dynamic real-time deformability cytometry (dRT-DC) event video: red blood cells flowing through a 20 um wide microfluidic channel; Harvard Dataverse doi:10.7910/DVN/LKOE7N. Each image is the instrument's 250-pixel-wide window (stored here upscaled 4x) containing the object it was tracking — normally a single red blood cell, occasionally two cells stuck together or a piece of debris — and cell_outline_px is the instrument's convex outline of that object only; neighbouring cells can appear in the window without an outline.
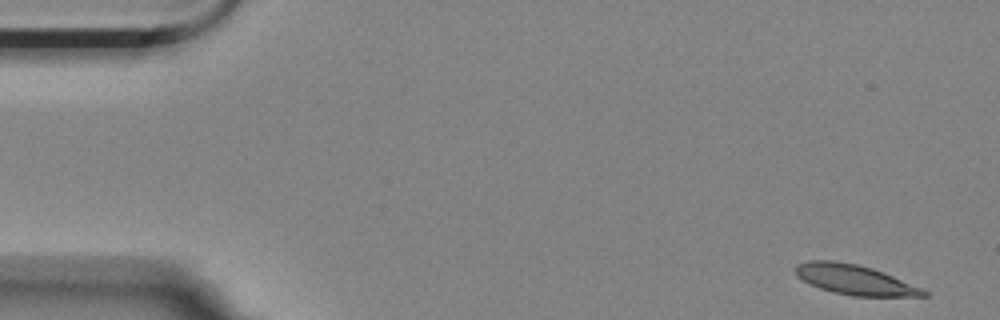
{"species": "Egyptian fruit bat (a non-hibernating species)", "species_latin": "Rousettus aegyptiacus", "temperature_condition": "room temperature", "stored_images_in_passage": 7, "camera_frame_rate_fps": 3000, "um_per_image_px": 0.085, "animal": {"sex": "female"}, "frame": {"image": 1, "passage_image": 1, "time_ms": 0.0, "image_size_px": [1000, 320], "cell_outline_px": [[928, 296], [852, 296], [832, 292], [808, 284], [796, 276], [796, 264], [808, 260], [832, 260], [856, 264], [872, 268], [884, 272], [920, 288], [928, 292]], "centroid_in_image_um": [72.59, 23.77], "position_along_channel_um": 12.4, "area_um2": 22.25}}
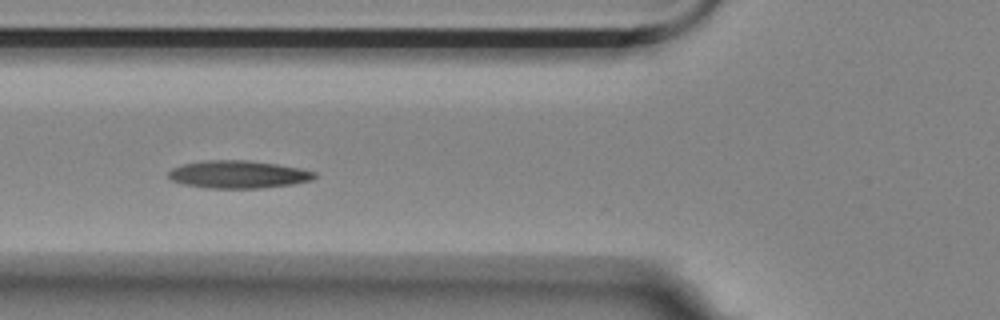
{"frame": {"image": 2, "passage_image": 6, "time_ms": 1.667, "image_size_px": [1000, 320], "cell_outline_px": [[316, 176], [312, 180], [292, 184], [260, 188], [204, 188], [184, 184], [172, 180], [168, 176], [168, 172], [172, 168], [184, 164], [208, 160], [248, 160], [276, 164], [300, 168], [316, 172]], "centroid_in_image_um": [20.25, 14.82], "position_along_channel_um": 105.5, "area_um2": 23.47}}
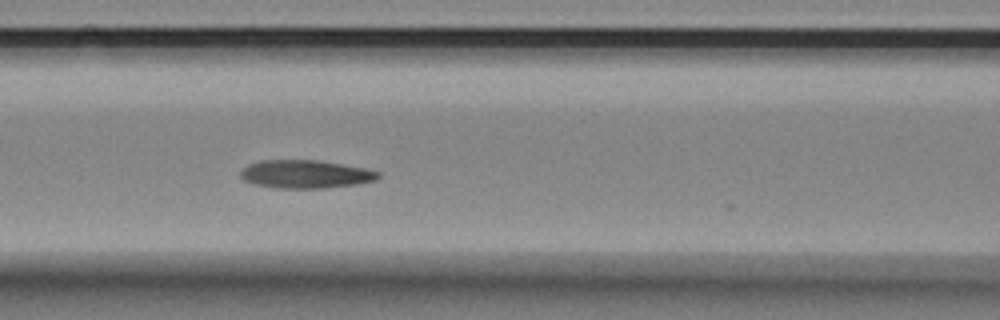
{"frame": {"image": 3, "passage_image": 7, "time_ms": 2.0, "image_size_px": [1000, 320], "cell_outline_px": [[380, 176], [376, 180], [356, 184], [324, 188], [276, 188], [256, 184], [244, 180], [240, 176], [240, 172], [248, 164], [260, 160], [316, 160], [364, 168], [380, 172]], "centroid_in_image_um": [25.95, 14.8], "position_along_channel_um": 140.6, "area_um2": 22.43}}